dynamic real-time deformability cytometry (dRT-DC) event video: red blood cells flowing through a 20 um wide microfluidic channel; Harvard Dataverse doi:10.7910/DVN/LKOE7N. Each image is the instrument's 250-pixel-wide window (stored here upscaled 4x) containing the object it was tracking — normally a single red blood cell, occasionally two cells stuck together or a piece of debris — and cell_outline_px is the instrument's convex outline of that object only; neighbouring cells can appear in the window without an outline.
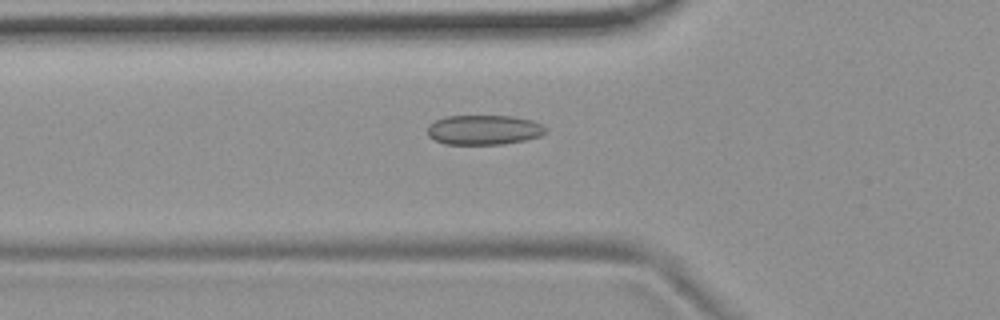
{"species": "common noctule bat (a hibernating species)", "species_latin": "Nyctalus noctula", "temperature_condition": "room temperature", "stored_images_in_passage": 54, "camera_frame_rate_fps": 3000, "um_per_image_px": 0.085, "animal": {"sex": "female", "body_mass_g": 19.9}, "frame": {"image": 1, "passage_image": 19, "time_ms": 6.0, "image_size_px": [1000, 320], "cell_outline_px": [[548, 132], [540, 136], [524, 140], [504, 144], [444, 144], [428, 136], [428, 124], [444, 116], [512, 116], [532, 120], [544, 124], [548, 128]], "centroid_in_image_um": [41.17, 11.03], "position_along_channel_um": 84.6, "area_um2": 20.69}}
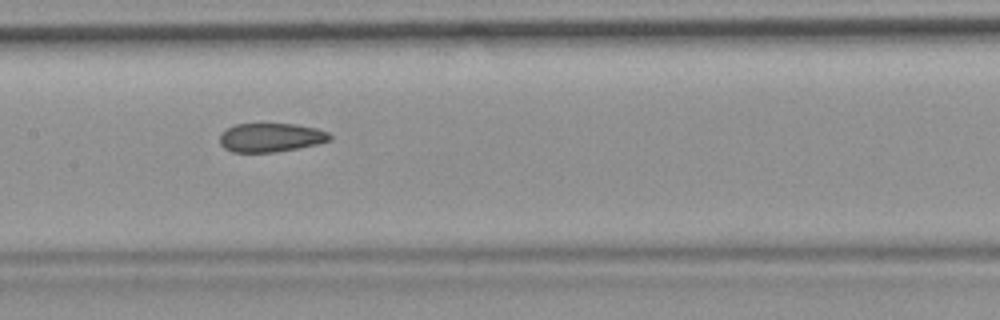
{"frame": {"image": 2, "passage_image": 27, "time_ms": 8.667, "image_size_px": [1000, 320], "cell_outline_px": [[332, 140], [316, 144], [276, 152], [232, 152], [224, 148], [220, 144], [220, 132], [236, 124], [296, 124], [316, 128], [328, 132], [332, 136]], "centroid_in_image_um": [23.01, 11.69], "position_along_channel_um": 184.4, "area_um2": 18.5}}
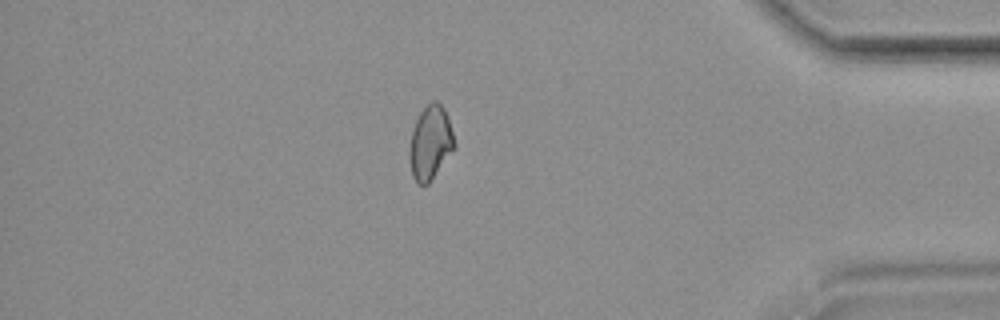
{"frame": {"image": 3, "passage_image": 47, "time_ms": 15.333, "image_size_px": [1000, 320], "cell_outline_px": [[456, 148], [428, 184], [420, 184], [412, 176], [408, 156], [408, 152], [412, 128], [420, 112], [432, 100], [436, 100], [444, 108], [448, 116], [456, 144]], "centroid_in_image_um": [36.58, 12.12], "position_along_channel_um": 398.6, "area_um2": 19.59}, "authors_computed_cell_mechanics": {"area_um2": 19.941, "velocity_mm_per_s": 3.7227, "shape_relaxation_time_tau1_ms": null, "shape_relaxation_time_tau2_ms": 2.387, "deformation_change_tau1": null, "deformation_change_tau2": 0.0839}}